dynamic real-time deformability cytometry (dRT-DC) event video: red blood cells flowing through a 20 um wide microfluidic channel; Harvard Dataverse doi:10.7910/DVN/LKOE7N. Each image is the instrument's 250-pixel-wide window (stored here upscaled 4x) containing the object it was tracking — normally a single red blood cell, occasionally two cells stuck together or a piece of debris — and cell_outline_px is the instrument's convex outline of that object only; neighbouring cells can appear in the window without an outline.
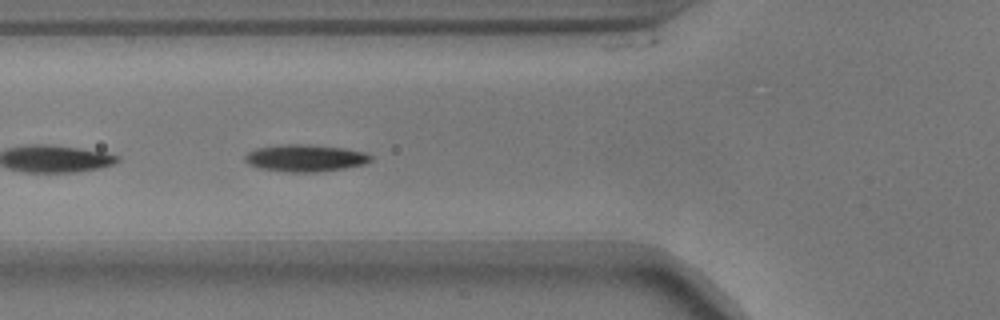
{"species": "common noctule bat (a hibernating species)", "species_latin": "Nyctalus noctula", "temperature_condition": "warm", "stored_images_in_passage": 33, "camera_frame_rate_fps": 3000, "um_per_image_px": 0.085, "animal": {"sex": "male", "body_mass_g": 17.9}, "frame": {"image": 1, "passage_image": 4, "time_ms": 1.0, "image_size_px": [1000, 320], "cell_outline_px": [[372, 160], [364, 164], [344, 168], [316, 172], [288, 172], [260, 168], [248, 164], [244, 160], [244, 156], [248, 152], [256, 148], [276, 144], [300, 144], [344, 148], [364, 152], [372, 156]], "centroid_in_image_um": [25.91, 13.43], "position_along_channel_um": 99.9, "area_um2": 19.83}}
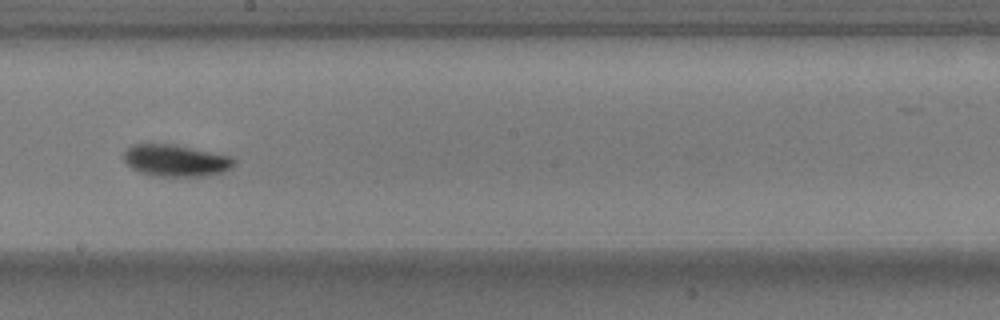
{"frame": {"image": 2, "passage_image": 15, "time_ms": 4.667, "image_size_px": [1000, 320], "cell_outline_px": [[236, 164], [232, 168], [224, 172], [208, 176], [152, 176], [140, 172], [132, 168], [124, 160], [124, 152], [132, 144], [172, 144], [232, 156], [236, 160]], "centroid_in_image_um": [14.99, 13.65], "position_along_channel_um": 233.2, "area_um2": 20.58}}
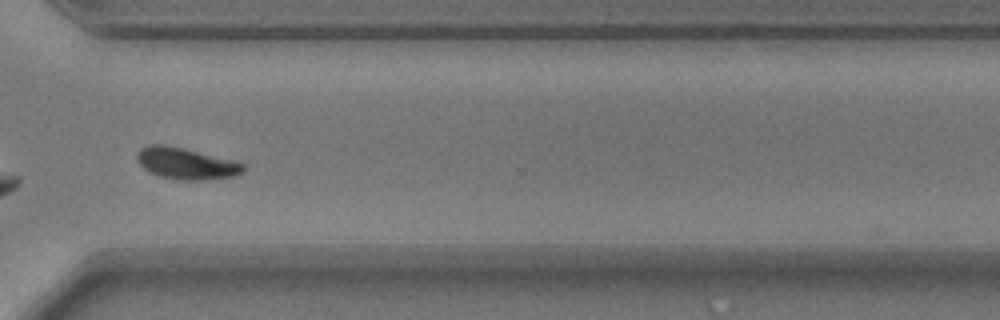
{"frame": {"image": 3, "passage_image": 25, "time_ms": 8.0, "image_size_px": [1000, 320], "cell_outline_px": [[244, 172], [236, 176], [200, 180], [180, 180], [160, 176], [148, 172], [136, 160], [136, 156], [140, 148], [148, 144], [164, 144], [184, 148], [244, 164]], "centroid_in_image_um": [15.76, 13.9], "position_along_channel_um": 354.8, "area_um2": 19.36}, "authors_computed_cell_mechanics": {"area_um2": 19.4208, "velocity_mm_per_s": 3.6452, "shape_relaxation_time_tau1_ms": 1.9009, "shape_relaxation_time_tau2_ms": null, "deformation_change_tau1": 0.0994, "deformation_change_tau2": null}}